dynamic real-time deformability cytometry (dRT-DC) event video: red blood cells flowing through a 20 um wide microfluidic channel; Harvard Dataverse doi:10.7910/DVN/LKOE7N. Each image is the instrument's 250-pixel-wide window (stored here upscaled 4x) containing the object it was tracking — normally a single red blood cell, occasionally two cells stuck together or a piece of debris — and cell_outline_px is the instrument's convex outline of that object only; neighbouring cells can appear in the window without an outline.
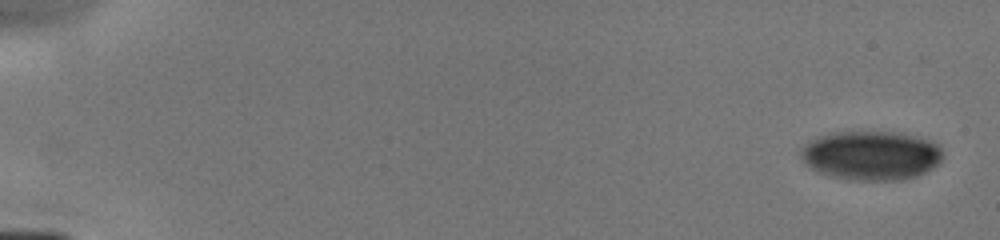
{"species": "human", "species_latin": "Homo sapiens", "temperature_condition": "cold", "stored_images_in_passage": 6, "camera_frame_rate_fps": 3000, "um_per_image_px": 0.085, "donor": {"sex": "male"}, "frame": {"image": 1, "passage_image": 1, "time_ms": 0.0, "image_size_px": [1000, 240], "cell_outline_px": [[940, 160], [932, 168], [916, 176], [900, 180], [848, 180], [832, 176], [820, 172], [804, 164], [800, 156], [800, 152], [812, 140], [820, 136], [836, 132], [900, 132], [920, 136], [936, 144], [940, 148]], "centroid_in_image_um": [74.04, 13.21], "position_along_channel_um": 11.0, "area_um2": 40.34}}
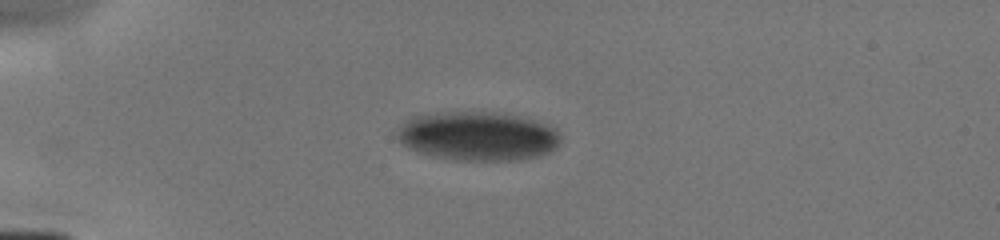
{"frame": {"image": 2, "passage_image": 5, "time_ms": 4.0, "image_size_px": [1000, 240], "cell_outline_px": [[560, 144], [556, 148], [540, 156], [520, 160], [452, 160], [416, 152], [400, 144], [392, 132], [412, 116], [436, 112], [504, 112], [536, 120], [548, 124], [556, 128], [560, 132]], "centroid_in_image_um": [40.59, 11.56], "position_along_channel_um": 44.4, "area_um2": 47.74}}